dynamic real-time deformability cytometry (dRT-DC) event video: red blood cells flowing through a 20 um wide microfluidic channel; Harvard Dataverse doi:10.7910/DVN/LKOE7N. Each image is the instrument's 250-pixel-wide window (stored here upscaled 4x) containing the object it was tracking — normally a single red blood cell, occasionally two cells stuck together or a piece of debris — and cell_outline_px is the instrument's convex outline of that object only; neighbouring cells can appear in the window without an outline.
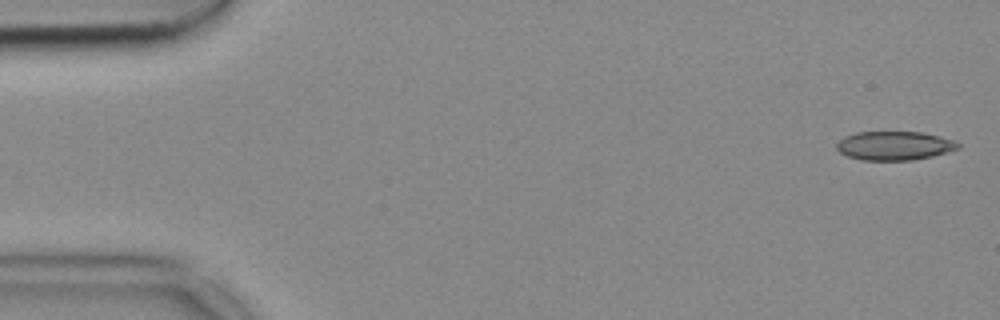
{"species": "common noctule bat (a hibernating species)", "species_latin": "Nyctalus noctula", "temperature_condition": "cold", "stored_images_in_passage": 52, "camera_frame_rate_fps": 3000, "um_per_image_px": 0.085, "animal": {"sex": "female", "body_mass_g": 18.4}, "frame": {"image": 1, "passage_image": 1, "time_ms": 0.0, "image_size_px": [1000, 320], "cell_outline_px": [[960, 148], [948, 152], [932, 156], [912, 160], [864, 160], [848, 156], [840, 152], [836, 148], [836, 144], [844, 136], [856, 132], [924, 132], [940, 136], [952, 140], [960, 144]], "centroid_in_image_um": [76.03, 12.38], "position_along_channel_um": 9.0, "area_um2": 20.4}}
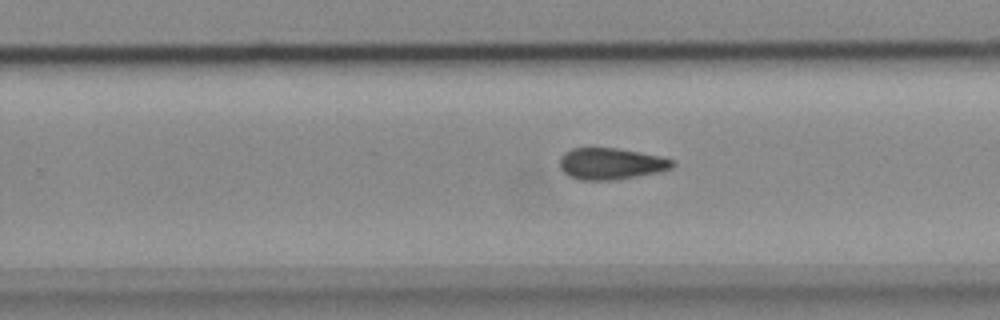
{"frame": {"image": 2, "passage_image": 32, "time_ms": 10.333, "image_size_px": [1000, 320], "cell_outline_px": [[676, 164], [672, 168], [660, 172], [616, 180], [580, 180], [568, 176], [560, 168], [560, 156], [564, 152], [572, 148], [616, 148], [664, 156], [676, 160]], "centroid_in_image_um": [51.98, 13.92], "position_along_channel_um": 277.8, "area_um2": 21.1}}
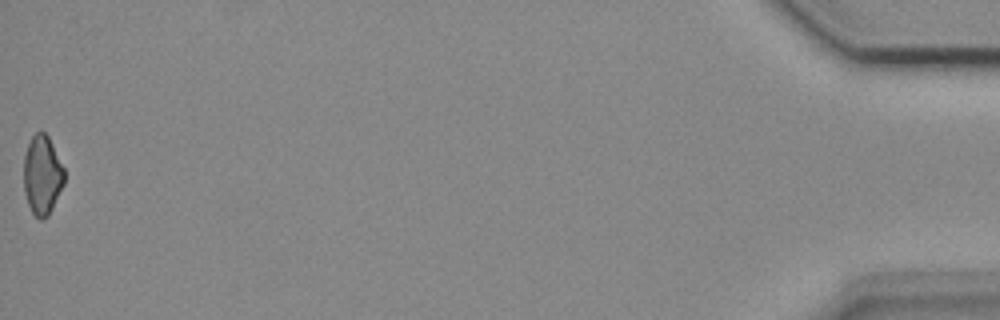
{"frame": {"image": 3, "passage_image": 52, "time_ms": 17.0, "image_size_px": [1000, 320], "cell_outline_px": [[64, 184], [48, 216], [40, 220], [32, 212], [28, 204], [24, 192], [24, 156], [28, 144], [32, 136], [36, 132], [44, 132], [48, 136], [64, 168]], "centroid_in_image_um": [3.59, 14.89], "position_along_channel_um": 431.6, "area_um2": 18.61}}